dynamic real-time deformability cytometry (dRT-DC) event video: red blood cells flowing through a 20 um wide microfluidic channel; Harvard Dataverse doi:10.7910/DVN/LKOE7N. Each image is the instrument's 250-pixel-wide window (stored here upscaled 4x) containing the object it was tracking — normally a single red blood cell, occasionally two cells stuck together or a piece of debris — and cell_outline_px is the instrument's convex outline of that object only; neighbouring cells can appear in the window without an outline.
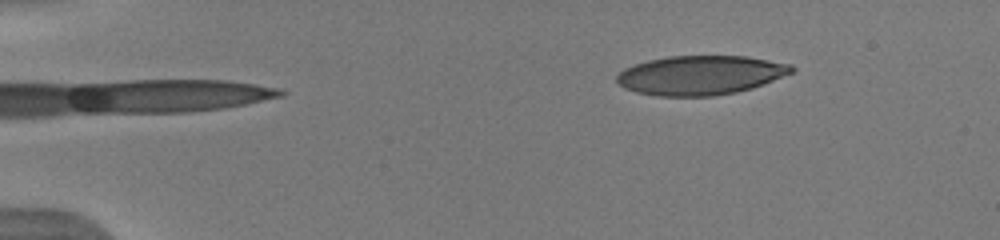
{"species": "human", "species_latin": "Homo sapiens", "temperature_condition": "warm", "stored_images_in_passage": 45, "camera_frame_rate_fps": 3000, "um_per_image_px": 0.085, "donor": {"sex": "male"}, "frame": {"image": 1, "passage_image": 1, "time_ms": 0.0, "image_size_px": [1000, 240], "cell_outline_px": [[796, 68], [792, 72], [752, 88], [736, 92], [712, 96], [660, 96], [636, 92], [624, 88], [616, 80], [616, 76], [624, 68], [648, 60], [668, 56], [744, 56], [792, 64]], "centroid_in_image_um": [59.52, 6.39], "position_along_channel_um": 25.5, "area_um2": 39.77}}
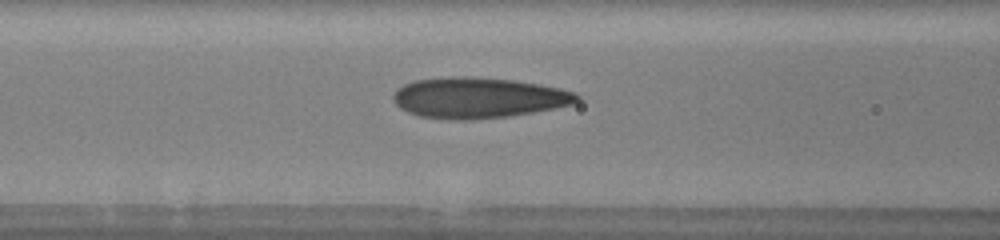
{"frame": {"image": 2, "passage_image": 16, "time_ms": 5.0, "image_size_px": [1000, 240], "cell_outline_px": [[580, 100], [572, 104], [532, 112], [508, 116], [468, 120], [456, 120], [420, 116], [408, 112], [400, 108], [392, 100], [392, 96], [396, 88], [404, 84], [416, 80], [464, 76], [512, 80], [560, 88], [576, 92], [580, 96]], "centroid_in_image_um": [40.64, 8.31], "position_along_channel_um": 126.0, "area_um2": 43.23}}
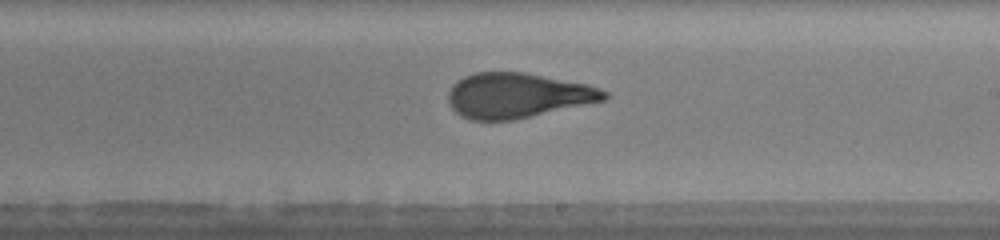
{"frame": {"image": 3, "passage_image": 25, "time_ms": 8.0, "image_size_px": [1000, 240], "cell_outline_px": [[608, 96], [604, 100], [512, 120], [472, 120], [460, 116], [452, 108], [448, 100], [448, 92], [452, 84], [464, 76], [476, 72], [524, 72], [588, 84], [600, 88], [608, 92]], "centroid_in_image_um": [43.96, 8.1], "position_along_channel_um": 245.0, "area_um2": 40.75}, "authors_computed_cell_mechanics": {"area_um2": 40.9802, "velocity_mm_per_s": 3.9719, "shape_relaxation_time_tau1_ms": 5.3357, "shape_relaxation_time_tau2_ms": 0.9818, "deformation_change_tau1": 0.2302, "deformation_change_tau2": 0.0921}}